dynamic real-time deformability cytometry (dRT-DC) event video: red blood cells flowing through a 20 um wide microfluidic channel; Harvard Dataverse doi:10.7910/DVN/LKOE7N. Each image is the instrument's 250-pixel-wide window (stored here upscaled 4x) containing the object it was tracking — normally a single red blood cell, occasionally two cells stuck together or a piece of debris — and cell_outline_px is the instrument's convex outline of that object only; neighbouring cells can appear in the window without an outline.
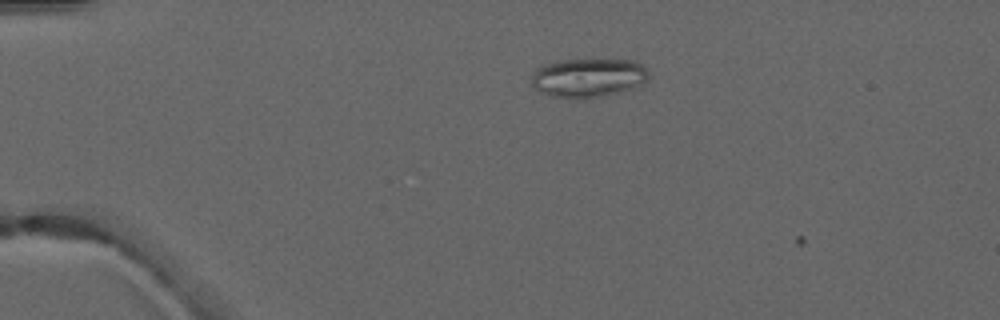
{"species": "common noctule bat (a hibernating species)", "species_latin": "Nyctalus noctula", "temperature_condition": "warm", "stored_images_in_passage": 3, "camera_frame_rate_fps": 3000, "um_per_image_px": 0.085, "animal": {"sex": "male", "forearm_length_mm": 52.5}, "frame": {"image": 1, "passage_image": 2, "time_ms": 1.333, "image_size_px": [1000, 320], "cell_outline_px": [[648, 80], [644, 84], [636, 88], [620, 92], [600, 96], [552, 96], [540, 92], [532, 84], [532, 72], [536, 68], [544, 64], [556, 60], [632, 60], [640, 64], [648, 72]], "centroid_in_image_um": [50.01, 6.58], "position_along_channel_um": 35.0, "area_um2": 26.18}}